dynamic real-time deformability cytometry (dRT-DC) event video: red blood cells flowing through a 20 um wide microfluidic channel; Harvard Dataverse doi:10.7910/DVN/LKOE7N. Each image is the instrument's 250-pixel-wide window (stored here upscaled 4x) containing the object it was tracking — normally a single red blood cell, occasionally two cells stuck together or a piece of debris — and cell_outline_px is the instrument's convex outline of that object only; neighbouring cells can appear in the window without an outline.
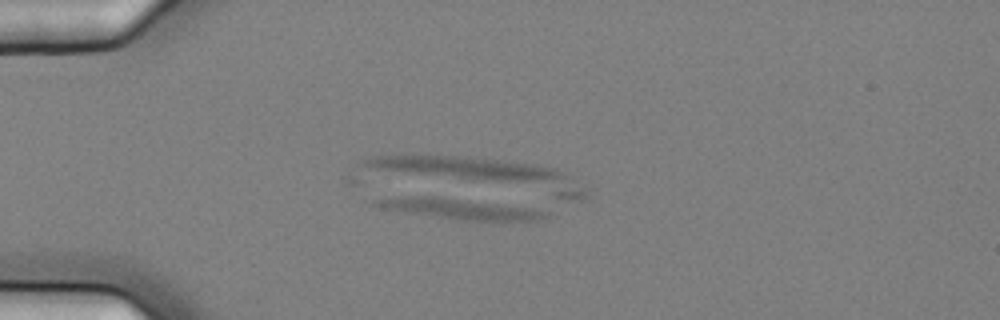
{"species": "common noctule bat (a hibernating species)", "species_latin": "Nyctalus noctula", "temperature_condition": "cold", "stored_images_in_passage": 6, "camera_frame_rate_fps": 3000, "um_per_image_px": 0.085, "animal": {"sex": "female", "body_mass_g": 25.1}, "frame": {"image": 1, "passage_image": 4, "time_ms": 1.0, "image_size_px": [1000, 320], "cell_outline_px": [[548, 216], [540, 220], [456, 220], [400, 212], [380, 208], [368, 204], [364, 200], [364, 196], [440, 196], [532, 208], [548, 212]], "centroid_in_image_um": [38.66, 17.7], "position_along_channel_um": 46.3, "area_um2": 21.39}}